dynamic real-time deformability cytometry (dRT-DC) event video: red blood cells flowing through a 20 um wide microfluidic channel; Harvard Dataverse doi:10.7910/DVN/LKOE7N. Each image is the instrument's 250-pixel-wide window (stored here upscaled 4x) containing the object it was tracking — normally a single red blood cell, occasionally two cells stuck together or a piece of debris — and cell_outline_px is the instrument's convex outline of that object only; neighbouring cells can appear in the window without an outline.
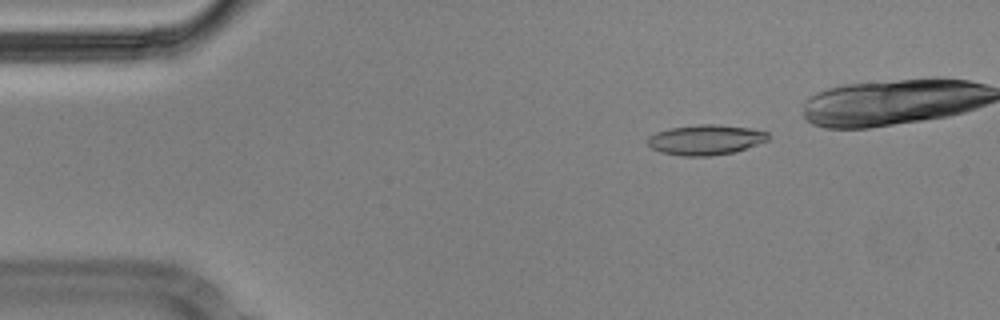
{"species": "Egyptian fruit bat (a non-hibernating species)", "species_latin": "Rousettus aegyptiacus", "temperature_condition": "cold", "stored_images_in_passage": 43, "camera_frame_rate_fps": 3000, "um_per_image_px": 0.085, "animal": {"sex": "male"}, "frame": {"image": 1, "passage_image": 3, "time_ms": 0.667, "image_size_px": [1000, 320], "cell_outline_px": [[768, 140], [736, 152], [712, 156], [684, 156], [660, 152], [652, 148], [648, 144], [648, 136], [656, 132], [672, 128], [700, 124], [716, 124], [748, 128], [768, 132]], "centroid_in_image_um": [59.98, 11.89], "position_along_channel_um": 25.0, "area_um2": 21.1}}
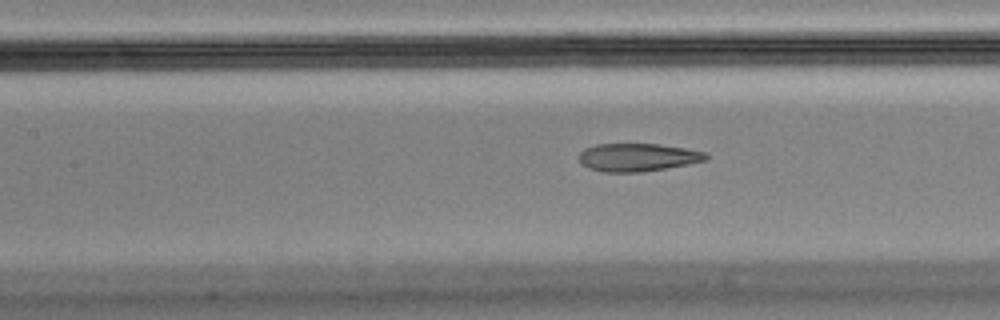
{"frame": {"image": 2, "passage_image": 19, "time_ms": 6.0, "image_size_px": [1000, 320], "cell_outline_px": [[708, 160], [688, 164], [640, 172], [604, 172], [588, 168], [580, 164], [580, 152], [584, 148], [596, 144], [660, 144], [684, 148], [704, 152], [708, 156]], "centroid_in_image_um": [54.17, 13.37], "position_along_channel_um": 153.2, "area_um2": 20.63}}
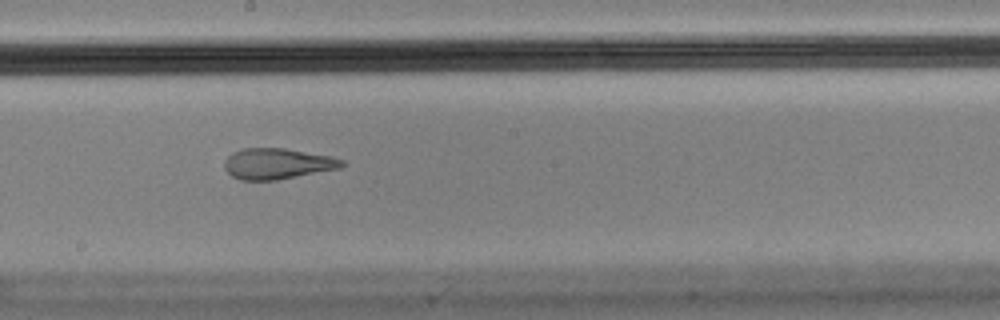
{"frame": {"image": 3, "passage_image": 25, "time_ms": 8.0, "image_size_px": [1000, 320], "cell_outline_px": [[344, 164], [340, 168], [276, 180], [240, 180], [232, 176], [224, 168], [224, 160], [232, 152], [244, 148], [284, 148], [332, 156], [344, 160]], "centroid_in_image_um": [23.56, 13.91], "position_along_channel_um": 224.6, "area_um2": 21.1}, "authors_computed_cell_mechanics": {"area_um2": 21.7906, "velocity_mm_per_s": 3.5837, "shape_relaxation_time_tau1_ms": null, "shape_relaxation_time_tau2_ms": 1.8158, "deformation_change_tau1": null, "deformation_change_tau2": 0.095}}